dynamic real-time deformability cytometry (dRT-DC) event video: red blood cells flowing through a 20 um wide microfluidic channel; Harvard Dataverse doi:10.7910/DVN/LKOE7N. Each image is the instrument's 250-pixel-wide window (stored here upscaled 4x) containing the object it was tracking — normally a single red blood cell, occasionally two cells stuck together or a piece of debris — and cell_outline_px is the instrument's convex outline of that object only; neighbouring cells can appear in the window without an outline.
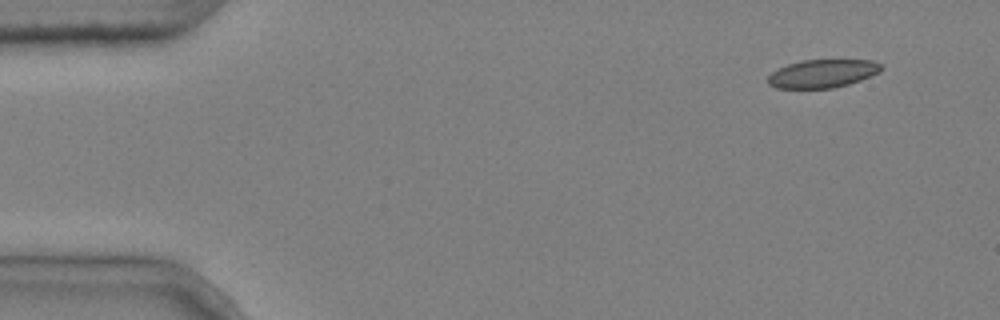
{"species": "common noctule bat (a hibernating species)", "species_latin": "Nyctalus noctula", "temperature_condition": "cold", "stored_images_in_passage": 4, "camera_frame_rate_fps": 3000, "um_per_image_px": 0.085, "animal": {"sex": "male", "body_mass_g": 20.4}, "frame": {"image": 1, "passage_image": 1, "time_ms": 0.0, "image_size_px": [1000, 320], "cell_outline_px": [[884, 68], [880, 72], [860, 80], [848, 84], [832, 88], [776, 88], [768, 84], [768, 76], [772, 72], [788, 64], [800, 60], [872, 60], [880, 64]], "centroid_in_image_um": [69.92, 6.25], "position_along_channel_um": 15.1, "area_um2": 18.55}}
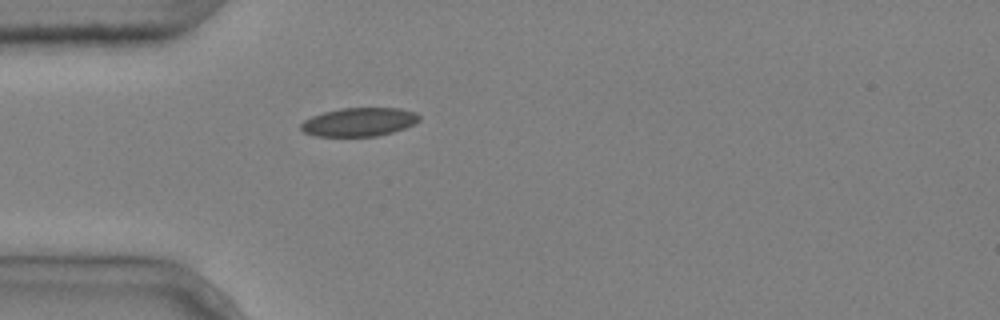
{"frame": {"image": 2, "passage_image": 4, "time_ms": 1.0, "image_size_px": [1000, 320], "cell_outline_px": [[420, 120], [416, 124], [392, 132], [376, 136], [316, 136], [304, 132], [300, 128], [300, 124], [304, 120], [312, 116], [324, 112], [340, 108], [400, 108], [416, 112], [420, 116]], "centroid_in_image_um": [30.54, 10.36], "position_along_channel_um": 54.5, "area_um2": 19.77}}